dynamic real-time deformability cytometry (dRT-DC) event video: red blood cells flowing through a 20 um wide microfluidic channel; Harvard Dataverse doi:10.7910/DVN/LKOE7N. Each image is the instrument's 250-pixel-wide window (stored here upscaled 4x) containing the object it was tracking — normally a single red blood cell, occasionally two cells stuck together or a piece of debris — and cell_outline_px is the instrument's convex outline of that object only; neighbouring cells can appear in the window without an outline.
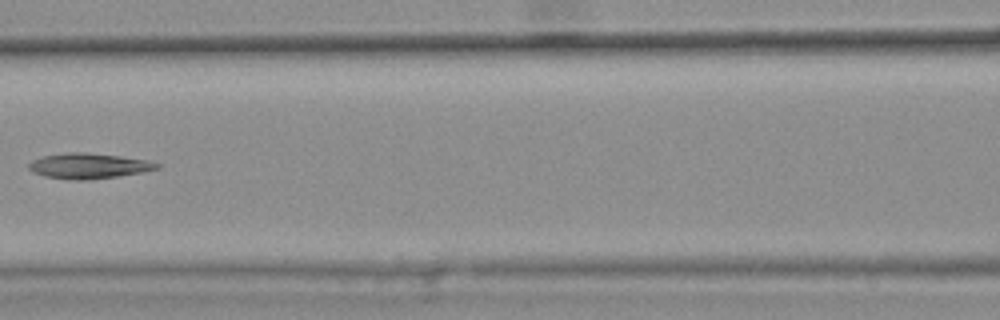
{"species": "common noctule bat (a hibernating species)", "species_latin": "Nyctalus noctula", "temperature_condition": "warm", "stored_images_in_passage": 8, "camera_frame_rate_fps": 3000, "um_per_image_px": 0.085, "animal": {"sex": "female", "body_mass_g": 25.1}, "frame": {"image": 1, "passage_image": 7, "time_ms": 2.0, "image_size_px": [1000, 320], "cell_outline_px": [[160, 168], [140, 172], [116, 176], [88, 180], [72, 180], [44, 176], [32, 172], [28, 168], [28, 164], [32, 160], [44, 156], [68, 152], [84, 152], [120, 156], [144, 160], [160, 164]], "centroid_in_image_um": [7.48, 14.1], "position_along_channel_um": 159.1, "area_um2": 18.73}}